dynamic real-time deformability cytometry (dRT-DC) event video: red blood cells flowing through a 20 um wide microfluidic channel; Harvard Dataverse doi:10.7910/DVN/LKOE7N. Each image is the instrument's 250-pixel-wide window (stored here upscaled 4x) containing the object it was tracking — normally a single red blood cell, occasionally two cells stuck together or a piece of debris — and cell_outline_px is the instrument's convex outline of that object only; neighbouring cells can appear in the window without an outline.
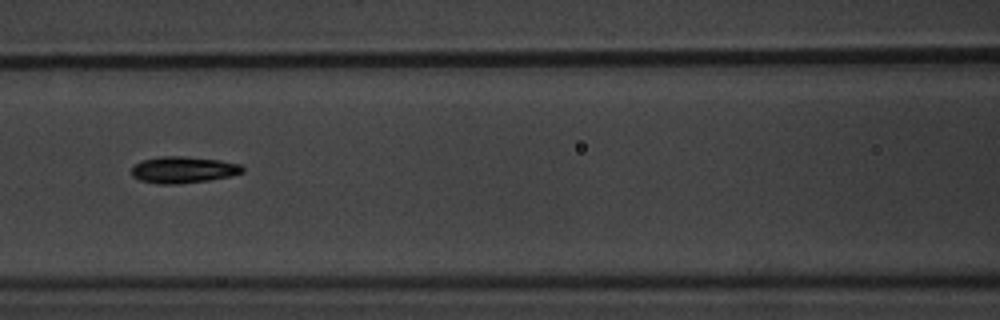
{"species": "common noctule bat (a hibernating species)", "species_latin": "Nyctalus noctula", "temperature_condition": "warm", "stored_images_in_passage": 8, "camera_frame_rate_fps": 3000, "um_per_image_px": 0.085, "animal": {"sex": "male", "body_mass_g": 20.1, "forearm_length_mm": 53.5}, "frame": {"image": 1, "passage_image": 7, "time_ms": 7.0, "image_size_px": [1000, 320], "cell_outline_px": [[244, 172], [228, 176], [208, 180], [176, 184], [160, 184], [140, 180], [132, 176], [132, 164], [140, 160], [160, 156], [184, 156], [220, 160], [240, 164], [244, 168]], "centroid_in_image_um": [15.53, 14.42], "position_along_channel_um": 151.1, "area_um2": 17.22}}
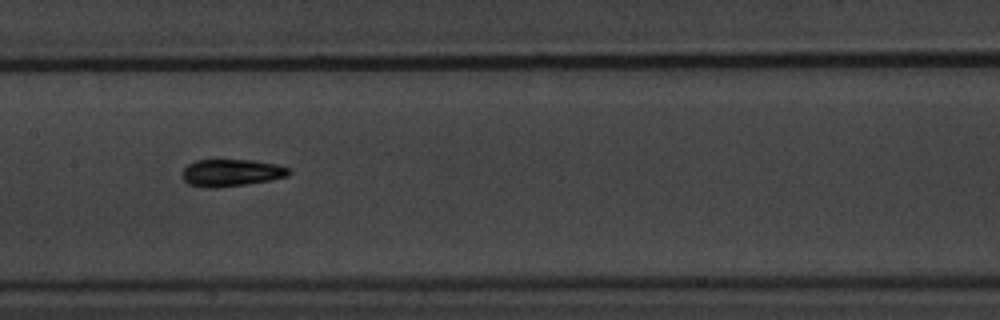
{"frame": {"image": 2, "passage_image": 8, "time_ms": 8.0, "image_size_px": [1000, 320], "cell_outline_px": [[292, 172], [288, 176], [272, 180], [216, 188], [212, 188], [188, 184], [180, 176], [180, 172], [188, 164], [196, 160], [252, 160], [276, 164], [288, 168]], "centroid_in_image_um": [19.64, 14.68], "position_along_channel_um": 187.8, "area_um2": 16.94}}